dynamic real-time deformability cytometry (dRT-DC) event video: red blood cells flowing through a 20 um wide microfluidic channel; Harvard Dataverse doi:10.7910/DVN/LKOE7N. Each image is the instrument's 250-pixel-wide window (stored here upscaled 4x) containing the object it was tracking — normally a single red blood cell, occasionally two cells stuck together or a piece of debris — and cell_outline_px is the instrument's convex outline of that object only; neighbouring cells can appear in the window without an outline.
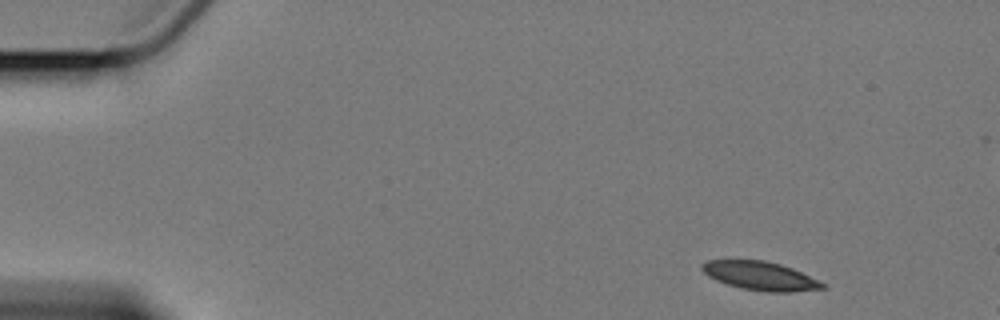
{"species": "Egyptian fruit bat (a non-hibernating species)", "species_latin": "Rousettus aegyptiacus", "temperature_condition": "cold", "stored_images_in_passage": 4, "camera_frame_rate_fps": 3000, "um_per_image_px": 0.085, "animal": {"sex": "female"}, "frame": {"image": 1, "passage_image": 1, "time_ms": 0.0, "image_size_px": [1000, 320], "cell_outline_px": [[828, 288], [792, 292], [768, 292], [740, 288], [716, 280], [708, 276], [700, 268], [700, 264], [708, 260], [764, 260], [780, 264], [792, 268], [828, 284]], "centroid_in_image_um": [64.66, 23.45], "position_along_channel_um": 20.3, "area_um2": 20.29}}